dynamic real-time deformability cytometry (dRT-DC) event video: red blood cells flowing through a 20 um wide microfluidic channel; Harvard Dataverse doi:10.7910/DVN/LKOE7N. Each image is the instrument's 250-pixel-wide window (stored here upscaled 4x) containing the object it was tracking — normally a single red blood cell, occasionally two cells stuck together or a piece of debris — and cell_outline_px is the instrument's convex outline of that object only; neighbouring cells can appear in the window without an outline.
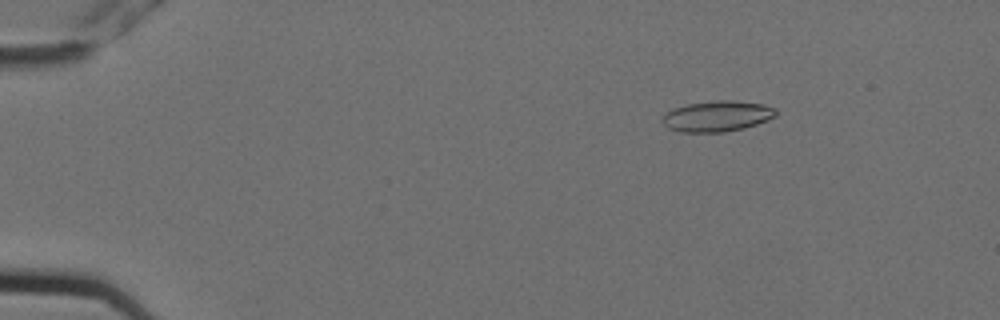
{"species": "Egyptian fruit bat (a non-hibernating species)", "species_latin": "Rousettus aegyptiacus", "temperature_condition": "cold", "stored_images_in_passage": 5, "camera_frame_rate_fps": 3000, "um_per_image_px": 0.085, "animal": {"sex": "female"}, "frame": {"image": 1, "passage_image": 3, "time_ms": 0.667, "image_size_px": [1000, 320], "cell_outline_px": [[776, 116], [768, 120], [744, 128], [724, 132], [680, 132], [668, 128], [660, 120], [672, 108], [688, 104], [716, 100], [732, 100], [764, 104], [776, 108]], "centroid_in_image_um": [60.96, 9.87], "position_along_channel_um": 24.0, "area_um2": 20.4}}
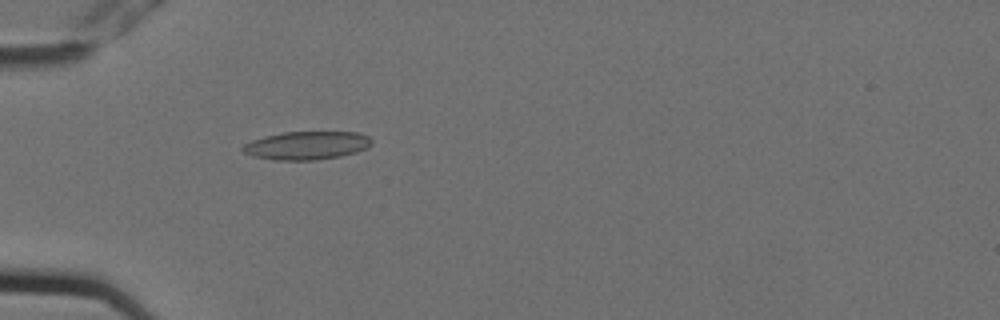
{"frame": {"image": 2, "passage_image": 5, "time_ms": 1.333, "image_size_px": [1000, 320], "cell_outline_px": [[372, 144], [368, 148], [356, 152], [340, 156], [316, 160], [272, 160], [252, 156], [244, 152], [240, 148], [244, 144], [252, 140], [264, 136], [284, 132], [360, 132], [368, 136], [372, 140]], "centroid_in_image_um": [26.07, 12.36], "position_along_channel_um": 58.9, "area_um2": 21.39}}